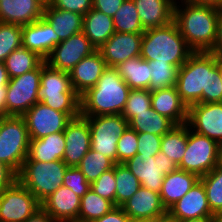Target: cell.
<instances>
[{"label":"cell","mask_w":222,"mask_h":222,"mask_svg":"<svg viewBox=\"0 0 222 222\" xmlns=\"http://www.w3.org/2000/svg\"><path fill=\"white\" fill-rule=\"evenodd\" d=\"M220 60L211 52H193L178 69L175 87L187 107L222 102Z\"/></svg>","instance_id":"obj_1"},{"label":"cell","mask_w":222,"mask_h":222,"mask_svg":"<svg viewBox=\"0 0 222 222\" xmlns=\"http://www.w3.org/2000/svg\"><path fill=\"white\" fill-rule=\"evenodd\" d=\"M221 10L211 5L175 2L174 21L193 52H210L213 49Z\"/></svg>","instance_id":"obj_2"},{"label":"cell","mask_w":222,"mask_h":222,"mask_svg":"<svg viewBox=\"0 0 222 222\" xmlns=\"http://www.w3.org/2000/svg\"><path fill=\"white\" fill-rule=\"evenodd\" d=\"M130 87L113 67H107L94 87L80 96L81 116L122 114Z\"/></svg>","instance_id":"obj_3"},{"label":"cell","mask_w":222,"mask_h":222,"mask_svg":"<svg viewBox=\"0 0 222 222\" xmlns=\"http://www.w3.org/2000/svg\"><path fill=\"white\" fill-rule=\"evenodd\" d=\"M192 53L174 20L143 33L140 56L146 61L168 62L180 68Z\"/></svg>","instance_id":"obj_4"},{"label":"cell","mask_w":222,"mask_h":222,"mask_svg":"<svg viewBox=\"0 0 222 222\" xmlns=\"http://www.w3.org/2000/svg\"><path fill=\"white\" fill-rule=\"evenodd\" d=\"M39 101L72 119L81 115L80 95L72 88L69 72L50 67L42 62Z\"/></svg>","instance_id":"obj_5"},{"label":"cell","mask_w":222,"mask_h":222,"mask_svg":"<svg viewBox=\"0 0 222 222\" xmlns=\"http://www.w3.org/2000/svg\"><path fill=\"white\" fill-rule=\"evenodd\" d=\"M67 168L63 160L24 161L17 177L18 181L42 203L63 185Z\"/></svg>","instance_id":"obj_6"},{"label":"cell","mask_w":222,"mask_h":222,"mask_svg":"<svg viewBox=\"0 0 222 222\" xmlns=\"http://www.w3.org/2000/svg\"><path fill=\"white\" fill-rule=\"evenodd\" d=\"M30 138L22 116L2 118L0 125V161L17 174L27 158Z\"/></svg>","instance_id":"obj_7"},{"label":"cell","mask_w":222,"mask_h":222,"mask_svg":"<svg viewBox=\"0 0 222 222\" xmlns=\"http://www.w3.org/2000/svg\"><path fill=\"white\" fill-rule=\"evenodd\" d=\"M91 135V149L117 163V142L127 129L128 121L122 114L85 117Z\"/></svg>","instance_id":"obj_8"},{"label":"cell","mask_w":222,"mask_h":222,"mask_svg":"<svg viewBox=\"0 0 222 222\" xmlns=\"http://www.w3.org/2000/svg\"><path fill=\"white\" fill-rule=\"evenodd\" d=\"M218 165V143L200 135L188 126L187 147L178 169L194 173L199 178Z\"/></svg>","instance_id":"obj_9"},{"label":"cell","mask_w":222,"mask_h":222,"mask_svg":"<svg viewBox=\"0 0 222 222\" xmlns=\"http://www.w3.org/2000/svg\"><path fill=\"white\" fill-rule=\"evenodd\" d=\"M41 73L42 63L30 72L9 79L5 101L8 116H23L39 101Z\"/></svg>","instance_id":"obj_10"},{"label":"cell","mask_w":222,"mask_h":222,"mask_svg":"<svg viewBox=\"0 0 222 222\" xmlns=\"http://www.w3.org/2000/svg\"><path fill=\"white\" fill-rule=\"evenodd\" d=\"M124 164L140 181L142 187L158 193L161 191L165 175L178 169V165L162 151L143 159L135 155Z\"/></svg>","instance_id":"obj_11"},{"label":"cell","mask_w":222,"mask_h":222,"mask_svg":"<svg viewBox=\"0 0 222 222\" xmlns=\"http://www.w3.org/2000/svg\"><path fill=\"white\" fill-rule=\"evenodd\" d=\"M41 203L18 180L0 192V222H25Z\"/></svg>","instance_id":"obj_12"},{"label":"cell","mask_w":222,"mask_h":222,"mask_svg":"<svg viewBox=\"0 0 222 222\" xmlns=\"http://www.w3.org/2000/svg\"><path fill=\"white\" fill-rule=\"evenodd\" d=\"M30 139H41L62 132L72 118L38 101L23 116Z\"/></svg>","instance_id":"obj_13"},{"label":"cell","mask_w":222,"mask_h":222,"mask_svg":"<svg viewBox=\"0 0 222 222\" xmlns=\"http://www.w3.org/2000/svg\"><path fill=\"white\" fill-rule=\"evenodd\" d=\"M96 50L81 31L57 44L45 62L54 69L70 72L84 57Z\"/></svg>","instance_id":"obj_14"},{"label":"cell","mask_w":222,"mask_h":222,"mask_svg":"<svg viewBox=\"0 0 222 222\" xmlns=\"http://www.w3.org/2000/svg\"><path fill=\"white\" fill-rule=\"evenodd\" d=\"M187 125L194 132L220 143L222 141V102L190 105Z\"/></svg>","instance_id":"obj_15"},{"label":"cell","mask_w":222,"mask_h":222,"mask_svg":"<svg viewBox=\"0 0 222 222\" xmlns=\"http://www.w3.org/2000/svg\"><path fill=\"white\" fill-rule=\"evenodd\" d=\"M65 154L63 161L68 167H77L91 149V135L88 120L83 116L73 118L64 130Z\"/></svg>","instance_id":"obj_16"},{"label":"cell","mask_w":222,"mask_h":222,"mask_svg":"<svg viewBox=\"0 0 222 222\" xmlns=\"http://www.w3.org/2000/svg\"><path fill=\"white\" fill-rule=\"evenodd\" d=\"M143 34L115 32L99 49L108 67L140 56Z\"/></svg>","instance_id":"obj_17"},{"label":"cell","mask_w":222,"mask_h":222,"mask_svg":"<svg viewBox=\"0 0 222 222\" xmlns=\"http://www.w3.org/2000/svg\"><path fill=\"white\" fill-rule=\"evenodd\" d=\"M167 213L178 221L214 217L208 205L204 185L200 180L181 199L173 204L167 210Z\"/></svg>","instance_id":"obj_18"},{"label":"cell","mask_w":222,"mask_h":222,"mask_svg":"<svg viewBox=\"0 0 222 222\" xmlns=\"http://www.w3.org/2000/svg\"><path fill=\"white\" fill-rule=\"evenodd\" d=\"M81 198L70 188L60 186L41 207L57 222H78Z\"/></svg>","instance_id":"obj_19"},{"label":"cell","mask_w":222,"mask_h":222,"mask_svg":"<svg viewBox=\"0 0 222 222\" xmlns=\"http://www.w3.org/2000/svg\"><path fill=\"white\" fill-rule=\"evenodd\" d=\"M22 46L36 52L44 60L61 41L49 23L41 18L22 26Z\"/></svg>","instance_id":"obj_20"},{"label":"cell","mask_w":222,"mask_h":222,"mask_svg":"<svg viewBox=\"0 0 222 222\" xmlns=\"http://www.w3.org/2000/svg\"><path fill=\"white\" fill-rule=\"evenodd\" d=\"M46 0H0V22L28 25L43 18Z\"/></svg>","instance_id":"obj_21"},{"label":"cell","mask_w":222,"mask_h":222,"mask_svg":"<svg viewBox=\"0 0 222 222\" xmlns=\"http://www.w3.org/2000/svg\"><path fill=\"white\" fill-rule=\"evenodd\" d=\"M120 207L130 219H155L167 214L160 194L142 186Z\"/></svg>","instance_id":"obj_22"},{"label":"cell","mask_w":222,"mask_h":222,"mask_svg":"<svg viewBox=\"0 0 222 222\" xmlns=\"http://www.w3.org/2000/svg\"><path fill=\"white\" fill-rule=\"evenodd\" d=\"M107 67L105 60L98 50L84 57L69 72L72 88L81 96L89 88L95 86Z\"/></svg>","instance_id":"obj_23"},{"label":"cell","mask_w":222,"mask_h":222,"mask_svg":"<svg viewBox=\"0 0 222 222\" xmlns=\"http://www.w3.org/2000/svg\"><path fill=\"white\" fill-rule=\"evenodd\" d=\"M151 107L157 113L172 120L176 125L187 124L188 107L181 100L175 86L152 91Z\"/></svg>","instance_id":"obj_24"},{"label":"cell","mask_w":222,"mask_h":222,"mask_svg":"<svg viewBox=\"0 0 222 222\" xmlns=\"http://www.w3.org/2000/svg\"><path fill=\"white\" fill-rule=\"evenodd\" d=\"M144 30L168 25L174 20L173 0H133Z\"/></svg>","instance_id":"obj_25"},{"label":"cell","mask_w":222,"mask_h":222,"mask_svg":"<svg viewBox=\"0 0 222 222\" xmlns=\"http://www.w3.org/2000/svg\"><path fill=\"white\" fill-rule=\"evenodd\" d=\"M43 18L53 28L60 41L83 31V16L81 14L54 8L48 1L44 6Z\"/></svg>","instance_id":"obj_26"},{"label":"cell","mask_w":222,"mask_h":222,"mask_svg":"<svg viewBox=\"0 0 222 222\" xmlns=\"http://www.w3.org/2000/svg\"><path fill=\"white\" fill-rule=\"evenodd\" d=\"M198 180L196 174L181 169L166 174L159 193L166 210L181 199Z\"/></svg>","instance_id":"obj_27"},{"label":"cell","mask_w":222,"mask_h":222,"mask_svg":"<svg viewBox=\"0 0 222 222\" xmlns=\"http://www.w3.org/2000/svg\"><path fill=\"white\" fill-rule=\"evenodd\" d=\"M65 154L64 131L49 134L41 139H30L25 161L51 162L62 160Z\"/></svg>","instance_id":"obj_28"},{"label":"cell","mask_w":222,"mask_h":222,"mask_svg":"<svg viewBox=\"0 0 222 222\" xmlns=\"http://www.w3.org/2000/svg\"><path fill=\"white\" fill-rule=\"evenodd\" d=\"M83 33L98 50L115 33L112 17L92 8L83 16Z\"/></svg>","instance_id":"obj_29"},{"label":"cell","mask_w":222,"mask_h":222,"mask_svg":"<svg viewBox=\"0 0 222 222\" xmlns=\"http://www.w3.org/2000/svg\"><path fill=\"white\" fill-rule=\"evenodd\" d=\"M115 69L130 89L150 90V68L141 56L133 57L118 64Z\"/></svg>","instance_id":"obj_30"},{"label":"cell","mask_w":222,"mask_h":222,"mask_svg":"<svg viewBox=\"0 0 222 222\" xmlns=\"http://www.w3.org/2000/svg\"><path fill=\"white\" fill-rule=\"evenodd\" d=\"M131 129L137 133H151L159 136L170 132L176 124L152 109V107L146 112L136 113V115L128 122Z\"/></svg>","instance_id":"obj_31"},{"label":"cell","mask_w":222,"mask_h":222,"mask_svg":"<svg viewBox=\"0 0 222 222\" xmlns=\"http://www.w3.org/2000/svg\"><path fill=\"white\" fill-rule=\"evenodd\" d=\"M44 59L36 52L21 46L4 60L9 78H14L36 69Z\"/></svg>","instance_id":"obj_32"},{"label":"cell","mask_w":222,"mask_h":222,"mask_svg":"<svg viewBox=\"0 0 222 222\" xmlns=\"http://www.w3.org/2000/svg\"><path fill=\"white\" fill-rule=\"evenodd\" d=\"M115 205L99 196L91 188L81 198L78 222H93L110 212Z\"/></svg>","instance_id":"obj_33"},{"label":"cell","mask_w":222,"mask_h":222,"mask_svg":"<svg viewBox=\"0 0 222 222\" xmlns=\"http://www.w3.org/2000/svg\"><path fill=\"white\" fill-rule=\"evenodd\" d=\"M188 125H176L162 136L161 149L177 165L181 162L187 147Z\"/></svg>","instance_id":"obj_34"},{"label":"cell","mask_w":222,"mask_h":222,"mask_svg":"<svg viewBox=\"0 0 222 222\" xmlns=\"http://www.w3.org/2000/svg\"><path fill=\"white\" fill-rule=\"evenodd\" d=\"M112 19L115 32L137 34L145 32L133 0H125Z\"/></svg>","instance_id":"obj_35"},{"label":"cell","mask_w":222,"mask_h":222,"mask_svg":"<svg viewBox=\"0 0 222 222\" xmlns=\"http://www.w3.org/2000/svg\"><path fill=\"white\" fill-rule=\"evenodd\" d=\"M116 180L115 206H121L141 187L140 181L124 163L114 165Z\"/></svg>","instance_id":"obj_36"},{"label":"cell","mask_w":222,"mask_h":222,"mask_svg":"<svg viewBox=\"0 0 222 222\" xmlns=\"http://www.w3.org/2000/svg\"><path fill=\"white\" fill-rule=\"evenodd\" d=\"M115 163L100 152L90 149L81 159L77 166L85 175L86 181L90 184L99 178V176L112 169Z\"/></svg>","instance_id":"obj_37"},{"label":"cell","mask_w":222,"mask_h":222,"mask_svg":"<svg viewBox=\"0 0 222 222\" xmlns=\"http://www.w3.org/2000/svg\"><path fill=\"white\" fill-rule=\"evenodd\" d=\"M150 68V91L174 87L177 80L178 67L168 62L148 61Z\"/></svg>","instance_id":"obj_38"},{"label":"cell","mask_w":222,"mask_h":222,"mask_svg":"<svg viewBox=\"0 0 222 222\" xmlns=\"http://www.w3.org/2000/svg\"><path fill=\"white\" fill-rule=\"evenodd\" d=\"M199 180L204 185L211 212L216 214L222 209V166L217 165Z\"/></svg>","instance_id":"obj_39"},{"label":"cell","mask_w":222,"mask_h":222,"mask_svg":"<svg viewBox=\"0 0 222 222\" xmlns=\"http://www.w3.org/2000/svg\"><path fill=\"white\" fill-rule=\"evenodd\" d=\"M22 26L0 22V62L22 46Z\"/></svg>","instance_id":"obj_40"},{"label":"cell","mask_w":222,"mask_h":222,"mask_svg":"<svg viewBox=\"0 0 222 222\" xmlns=\"http://www.w3.org/2000/svg\"><path fill=\"white\" fill-rule=\"evenodd\" d=\"M151 108V91L149 89H131L122 115L129 122L136 113L146 112Z\"/></svg>","instance_id":"obj_41"},{"label":"cell","mask_w":222,"mask_h":222,"mask_svg":"<svg viewBox=\"0 0 222 222\" xmlns=\"http://www.w3.org/2000/svg\"><path fill=\"white\" fill-rule=\"evenodd\" d=\"M138 133L129 126L117 142V163H124L137 155Z\"/></svg>","instance_id":"obj_42"},{"label":"cell","mask_w":222,"mask_h":222,"mask_svg":"<svg viewBox=\"0 0 222 222\" xmlns=\"http://www.w3.org/2000/svg\"><path fill=\"white\" fill-rule=\"evenodd\" d=\"M91 189L115 205L116 180L114 167L102 173L97 180L91 183Z\"/></svg>","instance_id":"obj_43"},{"label":"cell","mask_w":222,"mask_h":222,"mask_svg":"<svg viewBox=\"0 0 222 222\" xmlns=\"http://www.w3.org/2000/svg\"><path fill=\"white\" fill-rule=\"evenodd\" d=\"M63 186L70 188L80 198L91 188V184L86 181L85 175L78 167L67 168L64 175Z\"/></svg>","instance_id":"obj_44"},{"label":"cell","mask_w":222,"mask_h":222,"mask_svg":"<svg viewBox=\"0 0 222 222\" xmlns=\"http://www.w3.org/2000/svg\"><path fill=\"white\" fill-rule=\"evenodd\" d=\"M137 155L143 159L155 156L161 149L162 136L151 133H138Z\"/></svg>","instance_id":"obj_45"},{"label":"cell","mask_w":222,"mask_h":222,"mask_svg":"<svg viewBox=\"0 0 222 222\" xmlns=\"http://www.w3.org/2000/svg\"><path fill=\"white\" fill-rule=\"evenodd\" d=\"M57 9L76 12L84 16L92 9L93 0H48Z\"/></svg>","instance_id":"obj_46"},{"label":"cell","mask_w":222,"mask_h":222,"mask_svg":"<svg viewBox=\"0 0 222 222\" xmlns=\"http://www.w3.org/2000/svg\"><path fill=\"white\" fill-rule=\"evenodd\" d=\"M125 0H93L92 8L113 18Z\"/></svg>","instance_id":"obj_47"},{"label":"cell","mask_w":222,"mask_h":222,"mask_svg":"<svg viewBox=\"0 0 222 222\" xmlns=\"http://www.w3.org/2000/svg\"><path fill=\"white\" fill-rule=\"evenodd\" d=\"M17 180V173L0 161V192L11 187Z\"/></svg>","instance_id":"obj_48"},{"label":"cell","mask_w":222,"mask_h":222,"mask_svg":"<svg viewBox=\"0 0 222 222\" xmlns=\"http://www.w3.org/2000/svg\"><path fill=\"white\" fill-rule=\"evenodd\" d=\"M93 222H130V218L120 206H115L110 212Z\"/></svg>","instance_id":"obj_49"},{"label":"cell","mask_w":222,"mask_h":222,"mask_svg":"<svg viewBox=\"0 0 222 222\" xmlns=\"http://www.w3.org/2000/svg\"><path fill=\"white\" fill-rule=\"evenodd\" d=\"M210 52L216 54L218 57L222 55V10L217 23V38Z\"/></svg>","instance_id":"obj_50"},{"label":"cell","mask_w":222,"mask_h":222,"mask_svg":"<svg viewBox=\"0 0 222 222\" xmlns=\"http://www.w3.org/2000/svg\"><path fill=\"white\" fill-rule=\"evenodd\" d=\"M25 222H57L42 207Z\"/></svg>","instance_id":"obj_51"},{"label":"cell","mask_w":222,"mask_h":222,"mask_svg":"<svg viewBox=\"0 0 222 222\" xmlns=\"http://www.w3.org/2000/svg\"><path fill=\"white\" fill-rule=\"evenodd\" d=\"M7 87H0V118L7 117V112L5 108Z\"/></svg>","instance_id":"obj_52"},{"label":"cell","mask_w":222,"mask_h":222,"mask_svg":"<svg viewBox=\"0 0 222 222\" xmlns=\"http://www.w3.org/2000/svg\"><path fill=\"white\" fill-rule=\"evenodd\" d=\"M9 79L4 62H0V87H7Z\"/></svg>","instance_id":"obj_53"},{"label":"cell","mask_w":222,"mask_h":222,"mask_svg":"<svg viewBox=\"0 0 222 222\" xmlns=\"http://www.w3.org/2000/svg\"><path fill=\"white\" fill-rule=\"evenodd\" d=\"M194 4L211 5L222 9V0H185Z\"/></svg>","instance_id":"obj_54"},{"label":"cell","mask_w":222,"mask_h":222,"mask_svg":"<svg viewBox=\"0 0 222 222\" xmlns=\"http://www.w3.org/2000/svg\"><path fill=\"white\" fill-rule=\"evenodd\" d=\"M154 222H178L177 219L171 217L168 213L164 216H161L159 218H155Z\"/></svg>","instance_id":"obj_55"},{"label":"cell","mask_w":222,"mask_h":222,"mask_svg":"<svg viewBox=\"0 0 222 222\" xmlns=\"http://www.w3.org/2000/svg\"><path fill=\"white\" fill-rule=\"evenodd\" d=\"M178 222H214V217L188 219V220H181V221H178Z\"/></svg>","instance_id":"obj_56"},{"label":"cell","mask_w":222,"mask_h":222,"mask_svg":"<svg viewBox=\"0 0 222 222\" xmlns=\"http://www.w3.org/2000/svg\"><path fill=\"white\" fill-rule=\"evenodd\" d=\"M218 165L222 166V141L218 143Z\"/></svg>","instance_id":"obj_57"},{"label":"cell","mask_w":222,"mask_h":222,"mask_svg":"<svg viewBox=\"0 0 222 222\" xmlns=\"http://www.w3.org/2000/svg\"><path fill=\"white\" fill-rule=\"evenodd\" d=\"M130 222H154L152 218H137V219H130Z\"/></svg>","instance_id":"obj_58"},{"label":"cell","mask_w":222,"mask_h":222,"mask_svg":"<svg viewBox=\"0 0 222 222\" xmlns=\"http://www.w3.org/2000/svg\"><path fill=\"white\" fill-rule=\"evenodd\" d=\"M214 222H222V209L214 214Z\"/></svg>","instance_id":"obj_59"},{"label":"cell","mask_w":222,"mask_h":222,"mask_svg":"<svg viewBox=\"0 0 222 222\" xmlns=\"http://www.w3.org/2000/svg\"><path fill=\"white\" fill-rule=\"evenodd\" d=\"M220 79L222 82V61L220 60Z\"/></svg>","instance_id":"obj_60"},{"label":"cell","mask_w":222,"mask_h":222,"mask_svg":"<svg viewBox=\"0 0 222 222\" xmlns=\"http://www.w3.org/2000/svg\"><path fill=\"white\" fill-rule=\"evenodd\" d=\"M174 2H178V1H185V0H173Z\"/></svg>","instance_id":"obj_61"}]
</instances>
